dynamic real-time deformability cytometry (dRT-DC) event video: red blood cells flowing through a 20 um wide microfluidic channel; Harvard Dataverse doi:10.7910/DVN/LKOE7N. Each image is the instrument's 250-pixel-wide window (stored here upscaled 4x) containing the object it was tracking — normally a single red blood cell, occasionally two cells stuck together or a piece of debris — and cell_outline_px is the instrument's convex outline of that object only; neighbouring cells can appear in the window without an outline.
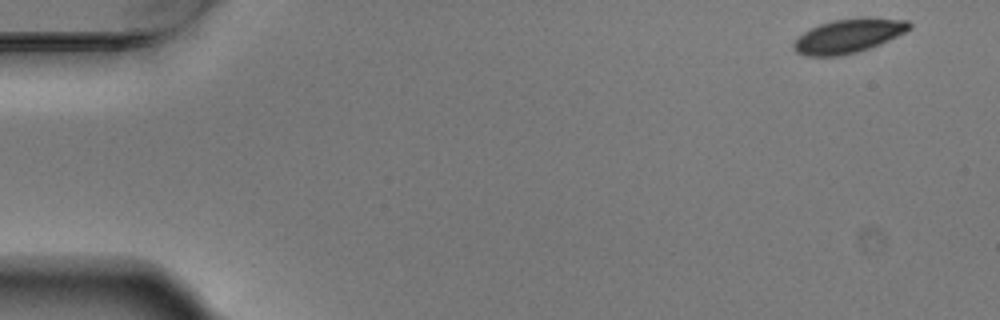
{"species": "Egyptian fruit bat (a non-hibernating species)", "species_latin": "Rousettus aegyptiacus", "temperature_condition": "warm", "stored_images_in_passage": 5, "segment_of_instrument_passage": [1, 2], "camera_frame_rate_fps": 3000, "um_per_image_px": 0.085, "animal": {"sex": "male"}, "frame": {"image": 1, "passage_image": 1, "time_ms": 0.0, "image_size_px": [1000, 320], "cell_outline_px": [[912, 28], [880, 44], [856, 52], [836, 56], [808, 56], [796, 52], [792, 48], [792, 44], [804, 32], [820, 24], [832, 20], [860, 16], [868, 16], [908, 20], [912, 24]], "centroid_in_image_um": [72.15, 3.02], "position_along_channel_um": 12.9, "area_um2": 23.06}}
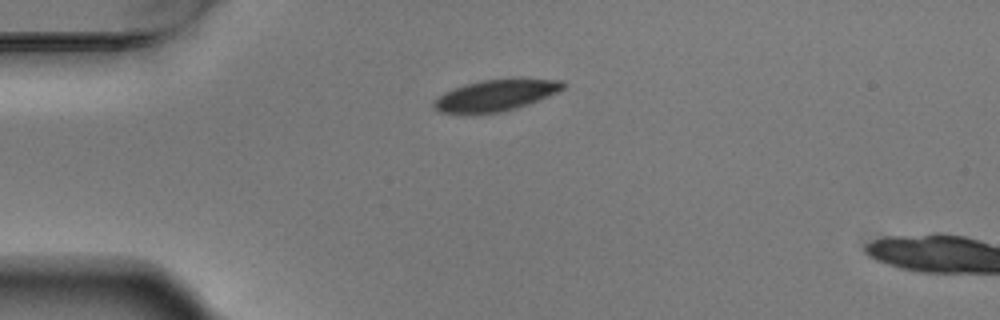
{"frame": {"image": 2, "passage_image": 4, "time_ms": 1.0, "image_size_px": [1000, 320], "cell_outline_px": [[564, 88], [548, 96], [528, 104], [516, 108], [500, 112], [468, 116], [440, 112], [432, 108], [432, 100], [444, 92], [464, 84], [484, 80], [512, 76], [564, 80]], "centroid_in_image_um": [42.09, 8.1], "position_along_channel_um": 42.9, "area_um2": 24.8}}